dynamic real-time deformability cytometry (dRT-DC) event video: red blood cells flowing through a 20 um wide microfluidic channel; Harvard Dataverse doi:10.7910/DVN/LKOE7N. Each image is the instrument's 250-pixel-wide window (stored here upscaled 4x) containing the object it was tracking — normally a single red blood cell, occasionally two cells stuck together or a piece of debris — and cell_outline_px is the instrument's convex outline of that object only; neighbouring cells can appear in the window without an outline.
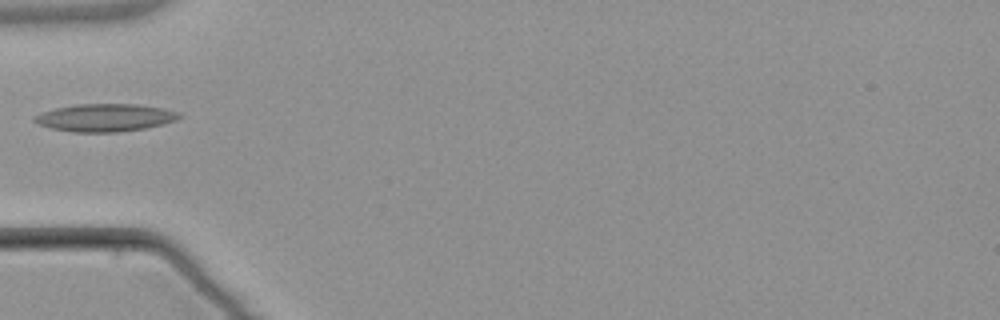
{"species": "common noctule bat (a hibernating species)", "species_latin": "Nyctalus noctula", "temperature_condition": "warm", "stored_images_in_passage": 5, "camera_frame_rate_fps": 3000, "um_per_image_px": 0.085, "animal": {"sex": "male", "body_mass_g": 21.5, "forearm_length_mm": 52.0}, "frame": {"image": 1, "passage_image": 4, "time_ms": 4.667, "image_size_px": [1000, 320], "cell_outline_px": [[180, 116], [176, 120], [144, 128], [120, 132], [72, 132], [52, 128], [40, 124], [32, 120], [32, 116], [56, 108], [76, 104], [136, 104], [164, 108], [180, 112]], "centroid_in_image_um": [8.92, 9.99], "position_along_channel_um": 76.1, "area_um2": 23.18}}
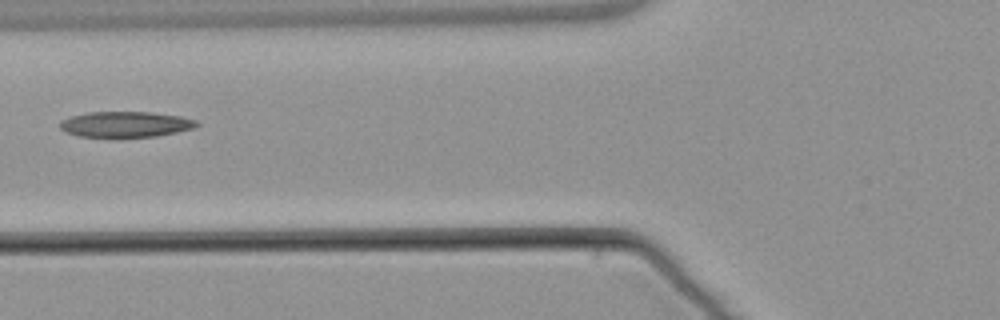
{"frame": {"image": 2, "passage_image": 5, "time_ms": 5.667, "image_size_px": [1000, 320], "cell_outline_px": [[200, 124], [192, 128], [176, 132], [156, 136], [80, 136], [64, 132], [60, 128], [60, 120], [72, 116], [88, 112], [148, 112], [180, 116], [196, 120]], "centroid_in_image_um": [10.65, 10.55], "position_along_channel_um": 115.2, "area_um2": 20.11}}